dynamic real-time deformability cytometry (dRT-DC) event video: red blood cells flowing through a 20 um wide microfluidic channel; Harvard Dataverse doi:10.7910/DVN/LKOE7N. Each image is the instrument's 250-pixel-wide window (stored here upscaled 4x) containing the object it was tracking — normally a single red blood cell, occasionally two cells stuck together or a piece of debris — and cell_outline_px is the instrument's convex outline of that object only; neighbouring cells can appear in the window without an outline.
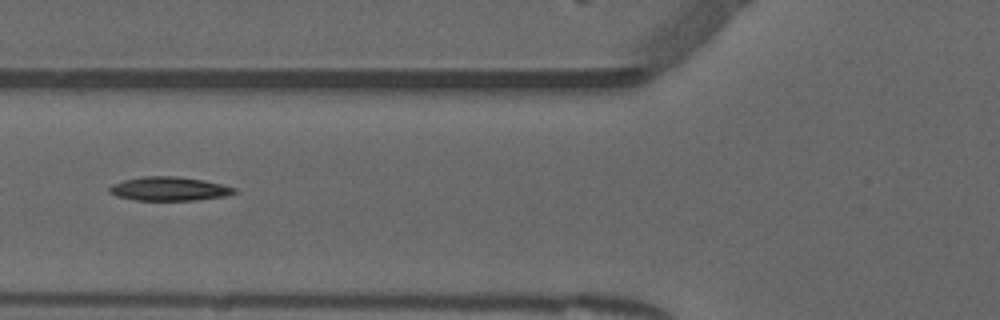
{"species": "common noctule bat (a hibernating species)", "species_latin": "Nyctalus noctula", "temperature_condition": "warm", "stored_images_in_passage": 30, "camera_frame_rate_fps": 3000, "um_per_image_px": 0.085, "animal": {"sex": "male", "forearm_length_mm": 52.5}, "frame": {"image": 1, "passage_image": 5, "time_ms": 1.333, "image_size_px": [1000, 320], "cell_outline_px": [[236, 192], [228, 196], [196, 200], [136, 200], [116, 196], [108, 192], [108, 188], [112, 184], [124, 180], [144, 176], [176, 176], [204, 180], [236, 188]], "centroid_in_image_um": [14.37, 16.05], "position_along_channel_um": 111.4, "area_um2": 17.4}, "authors_computed_cell_mechanics": {"area_um2": 17.2244, "velocity_mm_per_s": 3.9259, "shape_relaxation_time_tau1_ms": null, "shape_relaxation_time_tau2_ms": 8.3426, "deformation_change_tau1": null, "deformation_change_tau2": 0.1888}}